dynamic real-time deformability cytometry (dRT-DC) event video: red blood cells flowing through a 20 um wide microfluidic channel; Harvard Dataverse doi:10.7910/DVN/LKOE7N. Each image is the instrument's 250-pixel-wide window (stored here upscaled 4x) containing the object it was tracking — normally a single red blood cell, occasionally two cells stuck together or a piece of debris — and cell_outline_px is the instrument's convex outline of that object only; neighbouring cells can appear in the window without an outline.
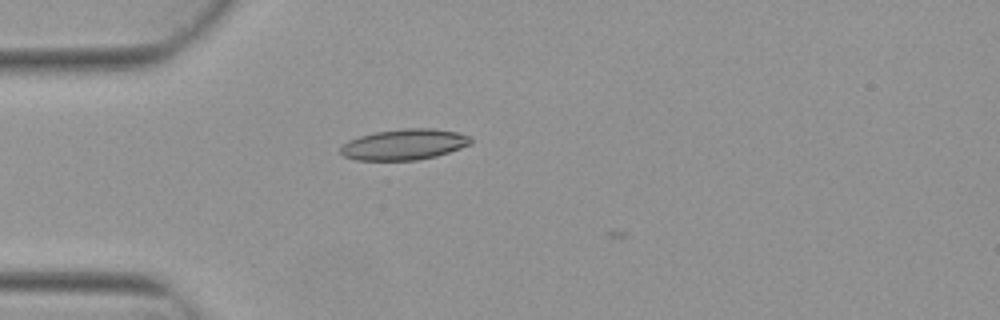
{"species": "Egyptian fruit bat (a non-hibernating species)", "species_latin": "Rousettus aegyptiacus", "temperature_condition": "warm", "stored_images_in_passage": 1, "camera_frame_rate_fps": 3000, "um_per_image_px": 0.085, "animal": {"sex": "female"}, "frame": {"image": 1, "passage_image": 1, "time_ms": 0.0, "image_size_px": [1000, 320], "cell_outline_px": [[472, 144], [436, 156], [416, 160], [356, 160], [344, 156], [340, 152], [340, 148], [348, 140], [360, 136], [376, 132], [404, 128], [436, 128], [456, 132], [472, 136]], "centroid_in_image_um": [34.38, 12.27], "position_along_channel_um": 50.6, "area_um2": 23.41}}